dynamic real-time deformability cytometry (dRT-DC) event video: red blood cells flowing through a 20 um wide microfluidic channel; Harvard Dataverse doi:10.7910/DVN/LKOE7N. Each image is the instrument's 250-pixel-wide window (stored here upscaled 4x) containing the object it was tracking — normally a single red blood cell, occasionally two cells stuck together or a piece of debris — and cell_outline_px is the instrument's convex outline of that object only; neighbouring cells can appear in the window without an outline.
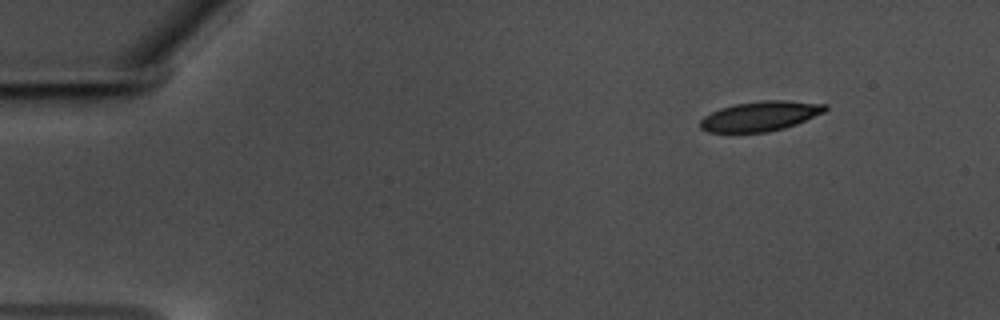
{"species": "common noctule bat (a hibernating species)", "species_latin": "Nyctalus noctula", "temperature_condition": "warm", "stored_images_in_passage": 52, "camera_frame_rate_fps": 3000, "um_per_image_px": 0.085, "animal": {"sex": "male", "body_mass_g": 17.5, "forearm_length_mm": 52.3}, "frame": {"image": 1, "passage_image": 1, "time_ms": 0.0, "image_size_px": [1000, 320], "cell_outline_px": [[828, 108], [824, 112], [796, 124], [784, 128], [768, 132], [708, 132], [700, 128], [700, 120], [704, 116], [720, 108], [736, 104], [764, 100], [788, 100], [828, 104]], "centroid_in_image_um": [64.64, 9.87], "position_along_channel_um": 20.4, "area_um2": 21.68}}
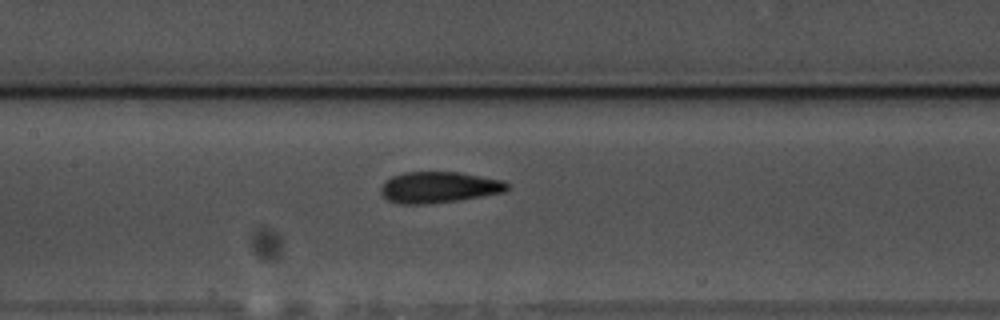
{"frame": {"image": 2, "passage_image": 22, "time_ms": 7.0, "image_size_px": [1000, 320], "cell_outline_px": [[508, 188], [504, 192], [456, 200], [428, 204], [400, 204], [388, 200], [380, 192], [380, 188], [384, 180], [392, 176], [404, 172], [460, 172], [504, 180], [508, 184]], "centroid_in_image_um": [37.27, 15.91], "position_along_channel_um": 170.1, "area_um2": 22.95}}
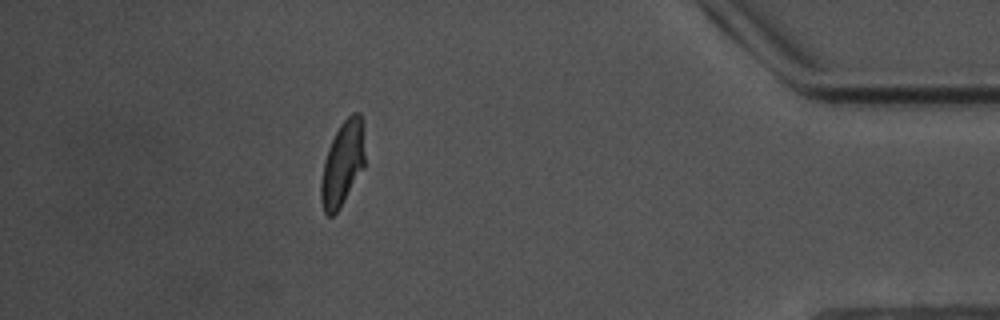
{"frame": {"image": 3, "passage_image": 46, "time_ms": 15.0, "image_size_px": [1000, 320], "cell_outline_px": [[364, 168], [340, 208], [332, 216], [328, 216], [324, 212], [320, 200], [320, 184], [324, 160], [328, 148], [340, 124], [352, 112], [360, 112], [364, 152]], "centroid_in_image_um": [29.09, 13.95], "position_along_channel_um": 406.1, "area_um2": 21.5}, "authors_computed_cell_mechanics": {"area_um2": 22.3397, "velocity_mm_per_s": 3.5159, "shape_relaxation_time_tau1_ms": 4.5538, "shape_relaxation_time_tau2_ms": 2.0378, "deformation_change_tau1": 0.1433, "deformation_change_tau2": 0.0768}}